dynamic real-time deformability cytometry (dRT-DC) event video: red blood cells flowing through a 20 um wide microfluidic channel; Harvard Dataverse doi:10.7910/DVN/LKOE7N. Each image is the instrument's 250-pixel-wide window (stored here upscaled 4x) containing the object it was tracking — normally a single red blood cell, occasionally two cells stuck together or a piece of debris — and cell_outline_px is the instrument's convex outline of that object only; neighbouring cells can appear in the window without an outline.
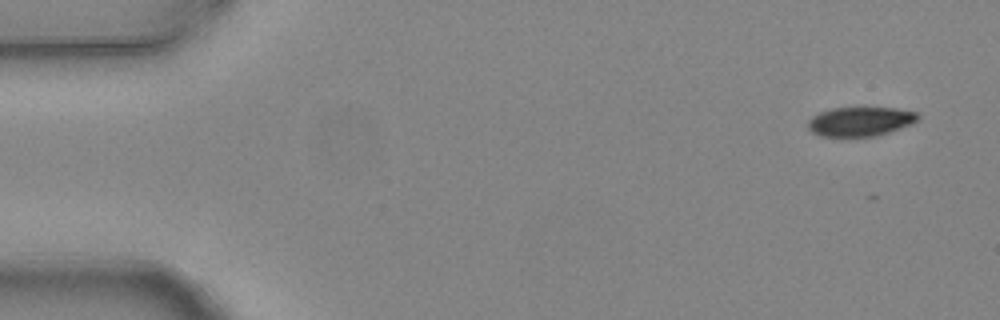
{"species": "common noctule bat (a hibernating species)", "species_latin": "Nyctalus noctula", "temperature_condition": "warm", "stored_images_in_passage": 6, "camera_frame_rate_fps": 3000, "um_per_image_px": 0.085, "animal": {"sex": "female", "body_mass_g": 24.6, "forearm_length_mm": 56.2}, "frame": {"image": 1, "passage_image": 1, "time_ms": 0.0, "image_size_px": [1000, 320], "cell_outline_px": [[920, 120], [912, 124], [876, 136], [820, 136], [812, 132], [808, 128], [808, 120], [812, 116], [820, 112], [832, 108], [896, 108], [916, 112], [920, 116]], "centroid_in_image_um": [73.14, 10.32], "position_along_channel_um": 11.9, "area_um2": 18.73}}
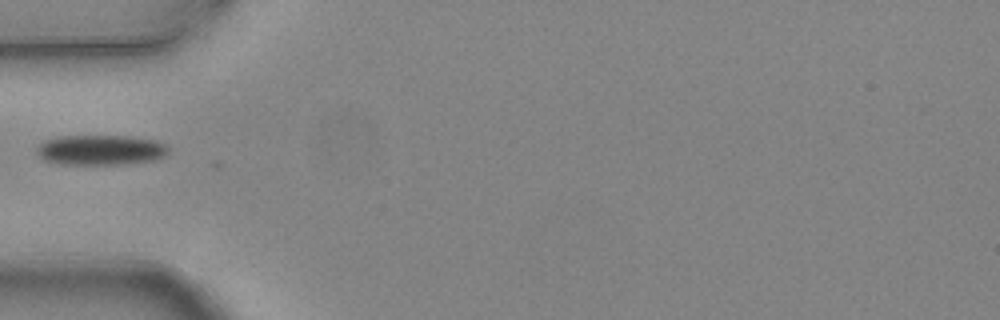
{"frame": {"image": 2, "passage_image": 5, "time_ms": 1.333, "image_size_px": [1000, 320], "cell_outline_px": [[168, 156], [156, 160], [124, 164], [60, 164], [44, 160], [36, 152], [36, 148], [44, 140], [56, 136], [128, 136], [156, 140], [164, 144], [168, 148]], "centroid_in_image_um": [8.56, 12.75], "position_along_channel_um": 76.4, "area_um2": 23.35}}
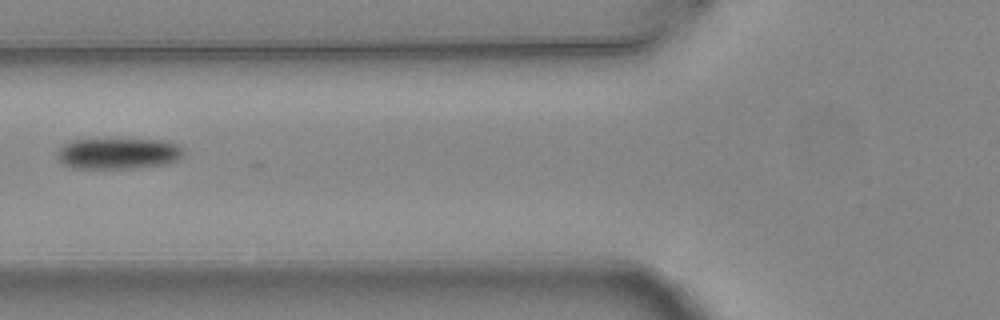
{"frame": {"image": 3, "passage_image": 6, "time_ms": 1.667, "image_size_px": [1000, 320], "cell_outline_px": [[184, 156], [176, 160], [164, 164], [132, 168], [72, 168], [60, 164], [56, 156], [56, 152], [64, 144], [72, 140], [96, 136], [164, 140], [180, 144], [184, 148]], "centroid_in_image_um": [10.01, 12.98], "position_along_channel_um": 115.8, "area_um2": 24.28}}